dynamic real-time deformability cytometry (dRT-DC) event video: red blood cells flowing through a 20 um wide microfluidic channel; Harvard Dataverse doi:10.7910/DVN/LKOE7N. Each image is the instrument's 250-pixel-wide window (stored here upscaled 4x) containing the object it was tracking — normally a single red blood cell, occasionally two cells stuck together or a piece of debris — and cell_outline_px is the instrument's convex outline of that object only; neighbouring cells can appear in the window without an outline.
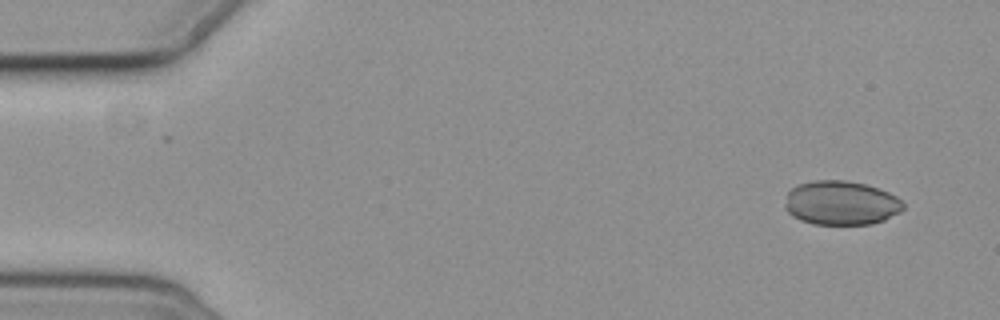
{"species": "common noctule bat (a hibernating species)", "species_latin": "Nyctalus noctula", "temperature_condition": "cold", "stored_images_in_passage": 7, "camera_frame_rate_fps": 3000, "um_per_image_px": 0.085, "animal": {"sex": "female", "body_mass_g": 19.3, "forearm_length_mm": 54.1}, "frame": {"image": 1, "passage_image": 1, "time_ms": 0.0, "image_size_px": [1000, 320], "cell_outline_px": [[904, 208], [900, 212], [884, 220], [872, 224], [812, 224], [800, 220], [792, 216], [784, 208], [784, 204], [788, 192], [796, 184], [812, 180], [844, 180], [864, 184], [880, 188], [896, 196], [904, 204]], "centroid_in_image_um": [71.47, 17.25], "position_along_channel_um": 13.5, "area_um2": 30.69}}
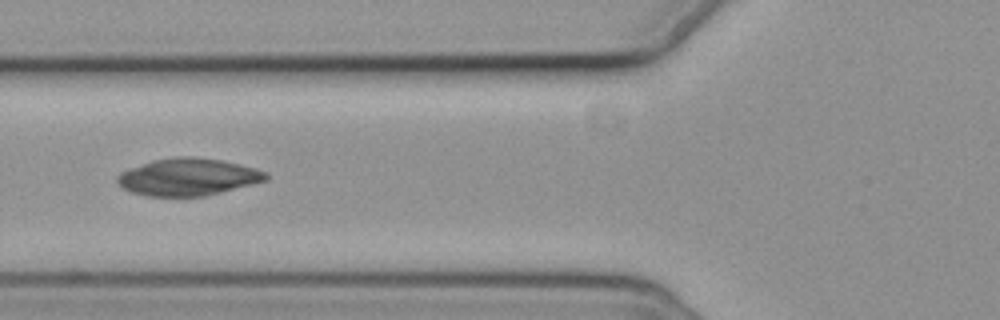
{"frame": {"image": 2, "passage_image": 6, "time_ms": 6.0, "image_size_px": [1000, 320], "cell_outline_px": [[268, 180], [204, 196], [148, 196], [128, 192], [116, 180], [116, 176], [120, 172], [152, 160], [180, 156], [192, 156], [220, 160], [240, 164], [256, 168], [264, 172], [268, 176]], "centroid_in_image_um": [15.96, 15.04], "position_along_channel_um": 109.8, "area_um2": 32.08}}
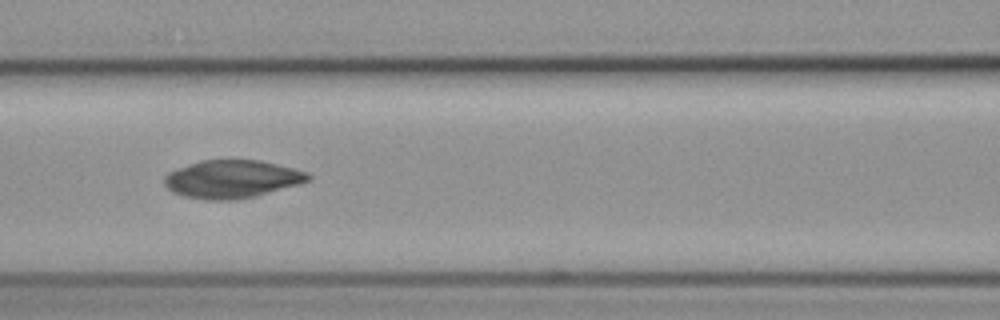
{"frame": {"image": 3, "passage_image": 7, "time_ms": 7.0, "image_size_px": [1000, 320], "cell_outline_px": [[312, 180], [300, 184], [256, 196], [236, 200], [204, 200], [184, 196], [172, 192], [164, 184], [164, 176], [168, 172], [200, 160], [260, 160], [308, 172], [312, 176]], "centroid_in_image_um": [19.73, 15.23], "position_along_channel_um": 146.9, "area_um2": 31.96}}